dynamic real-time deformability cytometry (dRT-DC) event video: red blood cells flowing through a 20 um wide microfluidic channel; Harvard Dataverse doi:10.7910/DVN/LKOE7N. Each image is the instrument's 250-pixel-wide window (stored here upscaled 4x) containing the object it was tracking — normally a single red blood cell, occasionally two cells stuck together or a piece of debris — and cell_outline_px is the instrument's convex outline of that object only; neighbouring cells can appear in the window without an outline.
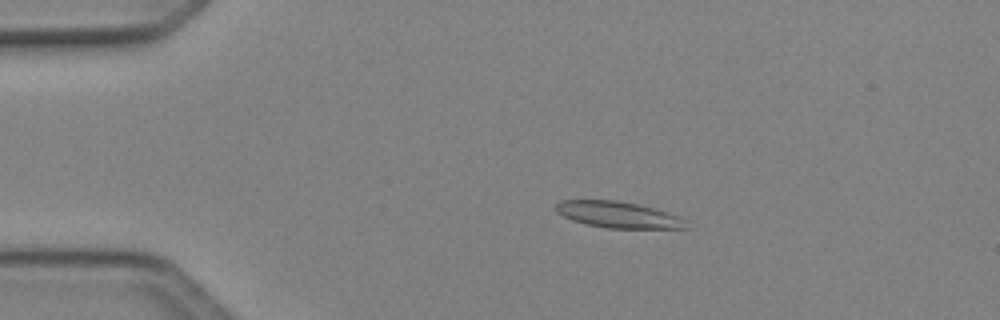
{"species": "Egyptian fruit bat (a non-hibernating species)", "species_latin": "Rousettus aegyptiacus", "temperature_condition": "cold", "stored_images_in_passage": 49, "camera_frame_rate_fps": 3000, "um_per_image_px": 0.085, "animal": {"sex": "female"}, "frame": {"image": 1, "passage_image": 10, "time_ms": 3.0, "image_size_px": [1000, 320], "cell_outline_px": [[692, 228], [608, 228], [588, 224], [572, 220], [556, 212], [556, 204], [560, 200], [616, 200], [636, 204], [652, 208], [676, 216]], "centroid_in_image_um": [52.48, 18.25], "position_along_channel_um": 32.5, "area_um2": 19.48}}
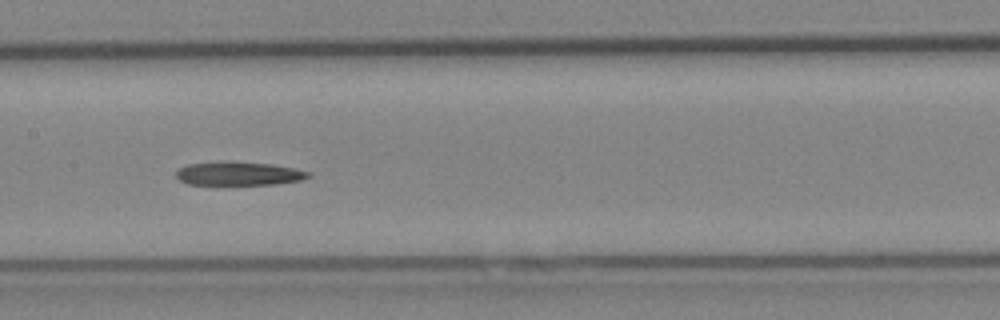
{"frame": {"image": 2, "passage_image": 25, "time_ms": 8.0, "image_size_px": [1000, 320], "cell_outline_px": [[312, 176], [300, 180], [272, 184], [188, 184], [180, 180], [176, 176], [176, 172], [180, 168], [188, 164], [268, 164], [292, 168], [308, 172]], "centroid_in_image_um": [20.3, 14.8], "position_along_channel_um": 187.1, "area_um2": 16.82}}
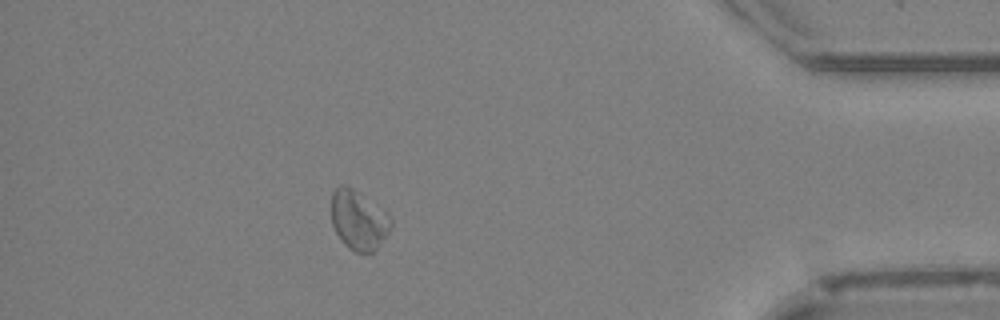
{"frame": {"image": 3, "passage_image": 44, "time_ms": 14.333, "image_size_px": [1000, 320], "cell_outline_px": [[392, 224], [388, 232], [376, 248], [372, 252], [356, 252], [348, 248], [344, 244], [336, 232], [332, 224], [332, 192], [340, 184], [344, 184], [352, 188], [384, 212], [392, 220]], "centroid_in_image_um": [30.44, 18.72], "position_along_channel_um": 404.8, "area_um2": 20.0}}